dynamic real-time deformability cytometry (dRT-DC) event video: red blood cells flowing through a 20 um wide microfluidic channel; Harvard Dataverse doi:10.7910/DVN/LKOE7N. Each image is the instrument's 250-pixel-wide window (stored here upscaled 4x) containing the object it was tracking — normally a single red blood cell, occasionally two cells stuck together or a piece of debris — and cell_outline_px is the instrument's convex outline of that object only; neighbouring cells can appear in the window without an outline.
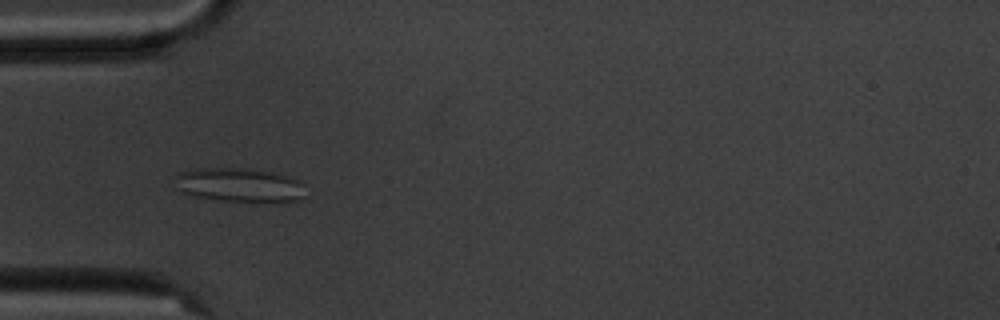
{"species": "common noctule bat (a hibernating species)", "species_latin": "Nyctalus noctula", "temperature_condition": "cold", "stored_images_in_passage": 6, "camera_frame_rate_fps": 3000, "um_per_image_px": 0.085, "animal": {"sex": "male", "body_mass_g": 20.1, "forearm_length_mm": 53.5}, "frame": {"image": 1, "passage_image": 5, "time_ms": 5.0, "image_size_px": [1000, 320], "cell_outline_px": [[308, 196], [300, 200], [220, 200], [192, 196], [180, 192], [176, 176], [180, 172], [196, 168], [248, 168], [272, 172], [284, 176], [300, 184]], "centroid_in_image_um": [20.29, 15.71], "position_along_channel_um": 64.7, "area_um2": 25.09}}
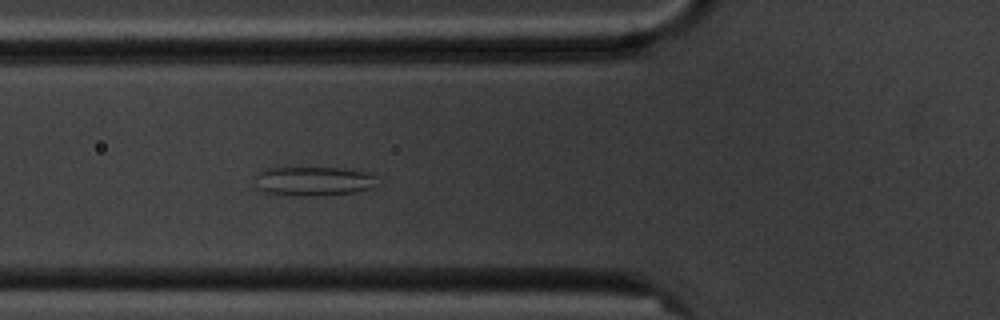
{"frame": {"image": 2, "passage_image": 6, "time_ms": 6.0, "image_size_px": [1000, 320], "cell_outline_px": [[376, 176], [372, 188], [352, 192], [312, 196], [300, 196], [264, 192], [256, 188], [256, 176], [264, 168], [340, 168], [372, 172]], "centroid_in_image_um": [26.63, 15.39], "position_along_channel_um": 99.2, "area_um2": 20.69}}